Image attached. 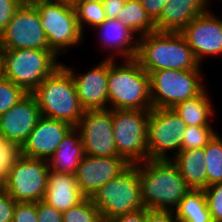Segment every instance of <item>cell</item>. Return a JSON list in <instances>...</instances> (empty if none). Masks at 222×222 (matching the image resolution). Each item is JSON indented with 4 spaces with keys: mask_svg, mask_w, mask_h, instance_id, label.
Returning <instances> with one entry per match:
<instances>
[{
    "mask_svg": "<svg viewBox=\"0 0 222 222\" xmlns=\"http://www.w3.org/2000/svg\"><path fill=\"white\" fill-rule=\"evenodd\" d=\"M138 176L146 209L174 211L191 189L171 159L139 163Z\"/></svg>",
    "mask_w": 222,
    "mask_h": 222,
    "instance_id": "1",
    "label": "cell"
},
{
    "mask_svg": "<svg viewBox=\"0 0 222 222\" xmlns=\"http://www.w3.org/2000/svg\"><path fill=\"white\" fill-rule=\"evenodd\" d=\"M135 60L149 74L169 70H200L185 37L178 32L154 31L138 38Z\"/></svg>",
    "mask_w": 222,
    "mask_h": 222,
    "instance_id": "2",
    "label": "cell"
},
{
    "mask_svg": "<svg viewBox=\"0 0 222 222\" xmlns=\"http://www.w3.org/2000/svg\"><path fill=\"white\" fill-rule=\"evenodd\" d=\"M121 63L109 59V109L151 110L149 74L135 59Z\"/></svg>",
    "mask_w": 222,
    "mask_h": 222,
    "instance_id": "3",
    "label": "cell"
},
{
    "mask_svg": "<svg viewBox=\"0 0 222 222\" xmlns=\"http://www.w3.org/2000/svg\"><path fill=\"white\" fill-rule=\"evenodd\" d=\"M42 116L76 127L85 109L78 99L71 73L61 65L32 92Z\"/></svg>",
    "mask_w": 222,
    "mask_h": 222,
    "instance_id": "4",
    "label": "cell"
},
{
    "mask_svg": "<svg viewBox=\"0 0 222 222\" xmlns=\"http://www.w3.org/2000/svg\"><path fill=\"white\" fill-rule=\"evenodd\" d=\"M31 3L40 15L50 50L58 57L83 40L73 2L62 0H33Z\"/></svg>",
    "mask_w": 222,
    "mask_h": 222,
    "instance_id": "5",
    "label": "cell"
},
{
    "mask_svg": "<svg viewBox=\"0 0 222 222\" xmlns=\"http://www.w3.org/2000/svg\"><path fill=\"white\" fill-rule=\"evenodd\" d=\"M103 222L145 208L141 198L138 164L130 165L119 176L99 188L91 197Z\"/></svg>",
    "mask_w": 222,
    "mask_h": 222,
    "instance_id": "6",
    "label": "cell"
},
{
    "mask_svg": "<svg viewBox=\"0 0 222 222\" xmlns=\"http://www.w3.org/2000/svg\"><path fill=\"white\" fill-rule=\"evenodd\" d=\"M62 64L51 50L4 49L5 78L32 93Z\"/></svg>",
    "mask_w": 222,
    "mask_h": 222,
    "instance_id": "7",
    "label": "cell"
},
{
    "mask_svg": "<svg viewBox=\"0 0 222 222\" xmlns=\"http://www.w3.org/2000/svg\"><path fill=\"white\" fill-rule=\"evenodd\" d=\"M202 70H157L149 73L152 109H172L199 95L203 85Z\"/></svg>",
    "mask_w": 222,
    "mask_h": 222,
    "instance_id": "8",
    "label": "cell"
},
{
    "mask_svg": "<svg viewBox=\"0 0 222 222\" xmlns=\"http://www.w3.org/2000/svg\"><path fill=\"white\" fill-rule=\"evenodd\" d=\"M149 113L150 110L112 109L113 133L118 156L130 165L148 160Z\"/></svg>",
    "mask_w": 222,
    "mask_h": 222,
    "instance_id": "9",
    "label": "cell"
},
{
    "mask_svg": "<svg viewBox=\"0 0 222 222\" xmlns=\"http://www.w3.org/2000/svg\"><path fill=\"white\" fill-rule=\"evenodd\" d=\"M50 168L48 160L19 154L0 184L16 202L44 199Z\"/></svg>",
    "mask_w": 222,
    "mask_h": 222,
    "instance_id": "10",
    "label": "cell"
},
{
    "mask_svg": "<svg viewBox=\"0 0 222 222\" xmlns=\"http://www.w3.org/2000/svg\"><path fill=\"white\" fill-rule=\"evenodd\" d=\"M187 125L173 109H151L147 125L149 160H167L182 150V140ZM174 152L168 156L167 152Z\"/></svg>",
    "mask_w": 222,
    "mask_h": 222,
    "instance_id": "11",
    "label": "cell"
},
{
    "mask_svg": "<svg viewBox=\"0 0 222 222\" xmlns=\"http://www.w3.org/2000/svg\"><path fill=\"white\" fill-rule=\"evenodd\" d=\"M4 49L50 50L40 23V15L31 2H23L13 14L0 37Z\"/></svg>",
    "mask_w": 222,
    "mask_h": 222,
    "instance_id": "12",
    "label": "cell"
},
{
    "mask_svg": "<svg viewBox=\"0 0 222 222\" xmlns=\"http://www.w3.org/2000/svg\"><path fill=\"white\" fill-rule=\"evenodd\" d=\"M76 128L84 153L90 156H118L113 133L112 110H85Z\"/></svg>",
    "mask_w": 222,
    "mask_h": 222,
    "instance_id": "13",
    "label": "cell"
},
{
    "mask_svg": "<svg viewBox=\"0 0 222 222\" xmlns=\"http://www.w3.org/2000/svg\"><path fill=\"white\" fill-rule=\"evenodd\" d=\"M180 33L201 65L205 57L222 55V19L211 10L195 17Z\"/></svg>",
    "mask_w": 222,
    "mask_h": 222,
    "instance_id": "14",
    "label": "cell"
},
{
    "mask_svg": "<svg viewBox=\"0 0 222 222\" xmlns=\"http://www.w3.org/2000/svg\"><path fill=\"white\" fill-rule=\"evenodd\" d=\"M130 164L120 156L86 155L80 161L75 177L80 191L86 197L92 195L111 179L119 176Z\"/></svg>",
    "mask_w": 222,
    "mask_h": 222,
    "instance_id": "15",
    "label": "cell"
},
{
    "mask_svg": "<svg viewBox=\"0 0 222 222\" xmlns=\"http://www.w3.org/2000/svg\"><path fill=\"white\" fill-rule=\"evenodd\" d=\"M41 116L34 95L27 93L17 104L0 116V134L6 142L20 149Z\"/></svg>",
    "mask_w": 222,
    "mask_h": 222,
    "instance_id": "16",
    "label": "cell"
},
{
    "mask_svg": "<svg viewBox=\"0 0 222 222\" xmlns=\"http://www.w3.org/2000/svg\"><path fill=\"white\" fill-rule=\"evenodd\" d=\"M62 65L71 73L78 99L85 110L109 109V58L101 60L83 75L77 74L66 64Z\"/></svg>",
    "mask_w": 222,
    "mask_h": 222,
    "instance_id": "17",
    "label": "cell"
},
{
    "mask_svg": "<svg viewBox=\"0 0 222 222\" xmlns=\"http://www.w3.org/2000/svg\"><path fill=\"white\" fill-rule=\"evenodd\" d=\"M72 128L67 122L41 116L19 149L20 154L29 158L49 160Z\"/></svg>",
    "mask_w": 222,
    "mask_h": 222,
    "instance_id": "18",
    "label": "cell"
},
{
    "mask_svg": "<svg viewBox=\"0 0 222 222\" xmlns=\"http://www.w3.org/2000/svg\"><path fill=\"white\" fill-rule=\"evenodd\" d=\"M93 30L99 31V44L102 42L101 48L111 50V54L106 58L115 60V56L118 57V55L123 57L122 61L136 58L138 37L130 29L126 28L121 21L107 18Z\"/></svg>",
    "mask_w": 222,
    "mask_h": 222,
    "instance_id": "19",
    "label": "cell"
},
{
    "mask_svg": "<svg viewBox=\"0 0 222 222\" xmlns=\"http://www.w3.org/2000/svg\"><path fill=\"white\" fill-rule=\"evenodd\" d=\"M85 198L77 185L75 175L49 171L44 202L63 213Z\"/></svg>",
    "mask_w": 222,
    "mask_h": 222,
    "instance_id": "20",
    "label": "cell"
},
{
    "mask_svg": "<svg viewBox=\"0 0 222 222\" xmlns=\"http://www.w3.org/2000/svg\"><path fill=\"white\" fill-rule=\"evenodd\" d=\"M206 11L204 0H168L155 21L156 31L180 33L191 20Z\"/></svg>",
    "mask_w": 222,
    "mask_h": 222,
    "instance_id": "21",
    "label": "cell"
},
{
    "mask_svg": "<svg viewBox=\"0 0 222 222\" xmlns=\"http://www.w3.org/2000/svg\"><path fill=\"white\" fill-rule=\"evenodd\" d=\"M84 156L81 134L76 127H73L62 139L56 151L48 160L49 168L57 173L75 175Z\"/></svg>",
    "mask_w": 222,
    "mask_h": 222,
    "instance_id": "22",
    "label": "cell"
},
{
    "mask_svg": "<svg viewBox=\"0 0 222 222\" xmlns=\"http://www.w3.org/2000/svg\"><path fill=\"white\" fill-rule=\"evenodd\" d=\"M171 160L191 189L203 190L207 187L204 148L181 150Z\"/></svg>",
    "mask_w": 222,
    "mask_h": 222,
    "instance_id": "23",
    "label": "cell"
},
{
    "mask_svg": "<svg viewBox=\"0 0 222 222\" xmlns=\"http://www.w3.org/2000/svg\"><path fill=\"white\" fill-rule=\"evenodd\" d=\"M206 89L172 108L187 126H212L209 120L215 110Z\"/></svg>",
    "mask_w": 222,
    "mask_h": 222,
    "instance_id": "24",
    "label": "cell"
},
{
    "mask_svg": "<svg viewBox=\"0 0 222 222\" xmlns=\"http://www.w3.org/2000/svg\"><path fill=\"white\" fill-rule=\"evenodd\" d=\"M174 213L179 222H213L202 189H190Z\"/></svg>",
    "mask_w": 222,
    "mask_h": 222,
    "instance_id": "25",
    "label": "cell"
},
{
    "mask_svg": "<svg viewBox=\"0 0 222 222\" xmlns=\"http://www.w3.org/2000/svg\"><path fill=\"white\" fill-rule=\"evenodd\" d=\"M121 23L138 38L156 31L155 22L147 14L140 0H126L121 9Z\"/></svg>",
    "mask_w": 222,
    "mask_h": 222,
    "instance_id": "26",
    "label": "cell"
},
{
    "mask_svg": "<svg viewBox=\"0 0 222 222\" xmlns=\"http://www.w3.org/2000/svg\"><path fill=\"white\" fill-rule=\"evenodd\" d=\"M73 5L83 33V26L96 28L107 19L102 0H75Z\"/></svg>",
    "mask_w": 222,
    "mask_h": 222,
    "instance_id": "27",
    "label": "cell"
},
{
    "mask_svg": "<svg viewBox=\"0 0 222 222\" xmlns=\"http://www.w3.org/2000/svg\"><path fill=\"white\" fill-rule=\"evenodd\" d=\"M207 187L222 182V136L218 133L204 147Z\"/></svg>",
    "mask_w": 222,
    "mask_h": 222,
    "instance_id": "28",
    "label": "cell"
},
{
    "mask_svg": "<svg viewBox=\"0 0 222 222\" xmlns=\"http://www.w3.org/2000/svg\"><path fill=\"white\" fill-rule=\"evenodd\" d=\"M63 222H103L99 209L93 204L91 197H86L76 206L62 213Z\"/></svg>",
    "mask_w": 222,
    "mask_h": 222,
    "instance_id": "29",
    "label": "cell"
},
{
    "mask_svg": "<svg viewBox=\"0 0 222 222\" xmlns=\"http://www.w3.org/2000/svg\"><path fill=\"white\" fill-rule=\"evenodd\" d=\"M216 133L212 126H187L182 140V150L204 148Z\"/></svg>",
    "mask_w": 222,
    "mask_h": 222,
    "instance_id": "30",
    "label": "cell"
},
{
    "mask_svg": "<svg viewBox=\"0 0 222 222\" xmlns=\"http://www.w3.org/2000/svg\"><path fill=\"white\" fill-rule=\"evenodd\" d=\"M27 93L10 79H0V116L17 104Z\"/></svg>",
    "mask_w": 222,
    "mask_h": 222,
    "instance_id": "31",
    "label": "cell"
},
{
    "mask_svg": "<svg viewBox=\"0 0 222 222\" xmlns=\"http://www.w3.org/2000/svg\"><path fill=\"white\" fill-rule=\"evenodd\" d=\"M213 222H222V182L203 189Z\"/></svg>",
    "mask_w": 222,
    "mask_h": 222,
    "instance_id": "32",
    "label": "cell"
},
{
    "mask_svg": "<svg viewBox=\"0 0 222 222\" xmlns=\"http://www.w3.org/2000/svg\"><path fill=\"white\" fill-rule=\"evenodd\" d=\"M20 154L19 148L6 142L0 146V184L6 179L7 172Z\"/></svg>",
    "mask_w": 222,
    "mask_h": 222,
    "instance_id": "33",
    "label": "cell"
},
{
    "mask_svg": "<svg viewBox=\"0 0 222 222\" xmlns=\"http://www.w3.org/2000/svg\"><path fill=\"white\" fill-rule=\"evenodd\" d=\"M12 222H38L36 202H16Z\"/></svg>",
    "mask_w": 222,
    "mask_h": 222,
    "instance_id": "34",
    "label": "cell"
},
{
    "mask_svg": "<svg viewBox=\"0 0 222 222\" xmlns=\"http://www.w3.org/2000/svg\"><path fill=\"white\" fill-rule=\"evenodd\" d=\"M23 2V0H0V37L13 14Z\"/></svg>",
    "mask_w": 222,
    "mask_h": 222,
    "instance_id": "35",
    "label": "cell"
},
{
    "mask_svg": "<svg viewBox=\"0 0 222 222\" xmlns=\"http://www.w3.org/2000/svg\"><path fill=\"white\" fill-rule=\"evenodd\" d=\"M16 201L0 185V222H12Z\"/></svg>",
    "mask_w": 222,
    "mask_h": 222,
    "instance_id": "36",
    "label": "cell"
},
{
    "mask_svg": "<svg viewBox=\"0 0 222 222\" xmlns=\"http://www.w3.org/2000/svg\"><path fill=\"white\" fill-rule=\"evenodd\" d=\"M38 222H63L62 212L56 210L46 202H37Z\"/></svg>",
    "mask_w": 222,
    "mask_h": 222,
    "instance_id": "37",
    "label": "cell"
},
{
    "mask_svg": "<svg viewBox=\"0 0 222 222\" xmlns=\"http://www.w3.org/2000/svg\"><path fill=\"white\" fill-rule=\"evenodd\" d=\"M146 222H179L173 210L146 209Z\"/></svg>",
    "mask_w": 222,
    "mask_h": 222,
    "instance_id": "38",
    "label": "cell"
},
{
    "mask_svg": "<svg viewBox=\"0 0 222 222\" xmlns=\"http://www.w3.org/2000/svg\"><path fill=\"white\" fill-rule=\"evenodd\" d=\"M125 2L126 0H102L106 17L121 21V9H123Z\"/></svg>",
    "mask_w": 222,
    "mask_h": 222,
    "instance_id": "39",
    "label": "cell"
},
{
    "mask_svg": "<svg viewBox=\"0 0 222 222\" xmlns=\"http://www.w3.org/2000/svg\"><path fill=\"white\" fill-rule=\"evenodd\" d=\"M168 0H140L147 14L155 22L161 15Z\"/></svg>",
    "mask_w": 222,
    "mask_h": 222,
    "instance_id": "40",
    "label": "cell"
},
{
    "mask_svg": "<svg viewBox=\"0 0 222 222\" xmlns=\"http://www.w3.org/2000/svg\"><path fill=\"white\" fill-rule=\"evenodd\" d=\"M108 222H146V208L114 217Z\"/></svg>",
    "mask_w": 222,
    "mask_h": 222,
    "instance_id": "41",
    "label": "cell"
},
{
    "mask_svg": "<svg viewBox=\"0 0 222 222\" xmlns=\"http://www.w3.org/2000/svg\"><path fill=\"white\" fill-rule=\"evenodd\" d=\"M5 77L4 48L0 43V79Z\"/></svg>",
    "mask_w": 222,
    "mask_h": 222,
    "instance_id": "42",
    "label": "cell"
},
{
    "mask_svg": "<svg viewBox=\"0 0 222 222\" xmlns=\"http://www.w3.org/2000/svg\"><path fill=\"white\" fill-rule=\"evenodd\" d=\"M6 143L2 135L0 134V146H3Z\"/></svg>",
    "mask_w": 222,
    "mask_h": 222,
    "instance_id": "43",
    "label": "cell"
},
{
    "mask_svg": "<svg viewBox=\"0 0 222 222\" xmlns=\"http://www.w3.org/2000/svg\"><path fill=\"white\" fill-rule=\"evenodd\" d=\"M209 2H210V0H204V3H205V6H206L207 10H211V9H208V7H210Z\"/></svg>",
    "mask_w": 222,
    "mask_h": 222,
    "instance_id": "44",
    "label": "cell"
},
{
    "mask_svg": "<svg viewBox=\"0 0 222 222\" xmlns=\"http://www.w3.org/2000/svg\"><path fill=\"white\" fill-rule=\"evenodd\" d=\"M62 1L74 2L75 0H62Z\"/></svg>",
    "mask_w": 222,
    "mask_h": 222,
    "instance_id": "45",
    "label": "cell"
},
{
    "mask_svg": "<svg viewBox=\"0 0 222 222\" xmlns=\"http://www.w3.org/2000/svg\"><path fill=\"white\" fill-rule=\"evenodd\" d=\"M24 2H31V1H33V0H23Z\"/></svg>",
    "mask_w": 222,
    "mask_h": 222,
    "instance_id": "46",
    "label": "cell"
}]
</instances>
